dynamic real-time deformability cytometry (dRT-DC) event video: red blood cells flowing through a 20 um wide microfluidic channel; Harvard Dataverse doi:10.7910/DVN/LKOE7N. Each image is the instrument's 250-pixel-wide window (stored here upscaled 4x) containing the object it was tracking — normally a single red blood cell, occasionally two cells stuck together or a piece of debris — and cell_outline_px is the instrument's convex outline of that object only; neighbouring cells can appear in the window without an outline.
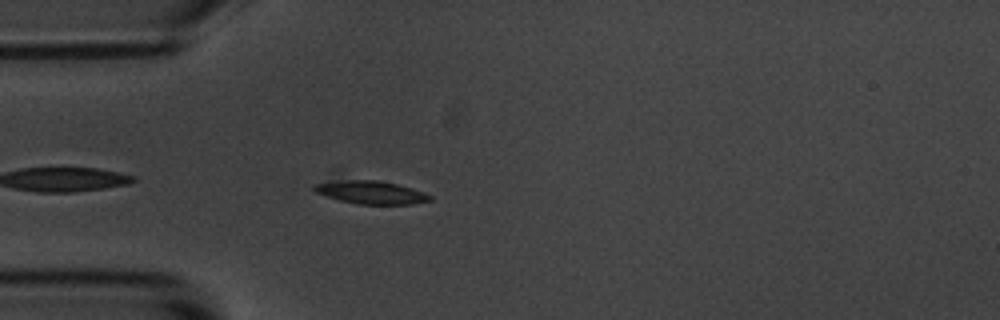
{"species": "common noctule bat (a hibernating species)", "species_latin": "Nyctalus noctula", "temperature_condition": "room temperature", "stored_images_in_passage": 8, "camera_frame_rate_fps": 3000, "um_per_image_px": 0.085, "animal": {"sex": "male", "body_mass_g": 20.1, "forearm_length_mm": 53.5}, "frame": {"image": 1, "passage_image": 1, "time_ms": 0.0, "image_size_px": [1000, 320], "cell_outline_px": [[432, 200], [412, 204], [360, 204], [340, 200], [316, 192], [312, 188], [316, 184], [328, 180], [376, 180], [396, 184], [412, 188], [424, 192], [432, 196]], "centroid_in_image_um": [31.54, 16.34], "position_along_channel_um": 53.5, "area_um2": 15.43}}
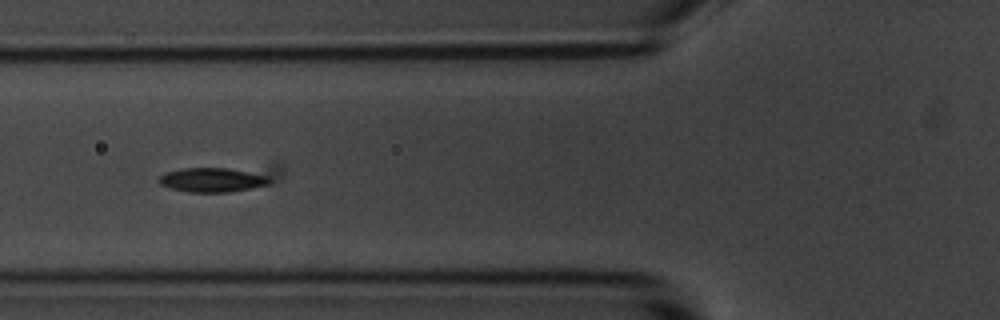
{"frame": {"image": 2, "passage_image": 6, "time_ms": 1.667, "image_size_px": [1000, 320], "cell_outline_px": [[284, 176], [272, 184], [228, 192], [188, 192], [172, 188], [160, 184], [156, 180], [164, 172], [184, 168], [280, 160], [284, 164]], "centroid_in_image_um": [19.02, 15.04], "position_along_channel_um": 106.8, "area_um2": 21.04}}